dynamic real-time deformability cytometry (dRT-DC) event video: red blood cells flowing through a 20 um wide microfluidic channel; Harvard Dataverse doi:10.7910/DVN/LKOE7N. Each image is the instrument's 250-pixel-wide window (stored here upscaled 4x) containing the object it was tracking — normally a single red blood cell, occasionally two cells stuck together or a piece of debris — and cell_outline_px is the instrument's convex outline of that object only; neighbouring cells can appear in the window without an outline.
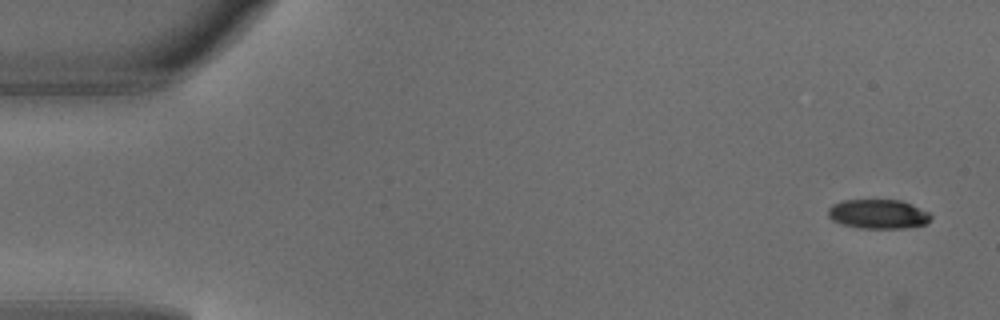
{"species": "common noctule bat (a hibernating species)", "species_latin": "Nyctalus noctula", "temperature_condition": "warm", "stored_images_in_passage": 4, "segment_of_instrument_passage": [1, 2], "camera_frame_rate_fps": 3000, "um_per_image_px": 0.085, "animal": {"sex": "male", "body_mass_g": 18.8}, "frame": {"image": 1, "passage_image": 1, "time_ms": 0.0, "image_size_px": [1000, 320], "cell_outline_px": [[932, 216], [924, 224], [904, 228], [856, 228], [840, 224], [832, 220], [828, 216], [828, 208], [832, 204], [844, 200], [900, 200], [912, 204], [928, 212]], "centroid_in_image_um": [74.59, 18.19], "position_along_channel_um": 10.4, "area_um2": 17.57}}